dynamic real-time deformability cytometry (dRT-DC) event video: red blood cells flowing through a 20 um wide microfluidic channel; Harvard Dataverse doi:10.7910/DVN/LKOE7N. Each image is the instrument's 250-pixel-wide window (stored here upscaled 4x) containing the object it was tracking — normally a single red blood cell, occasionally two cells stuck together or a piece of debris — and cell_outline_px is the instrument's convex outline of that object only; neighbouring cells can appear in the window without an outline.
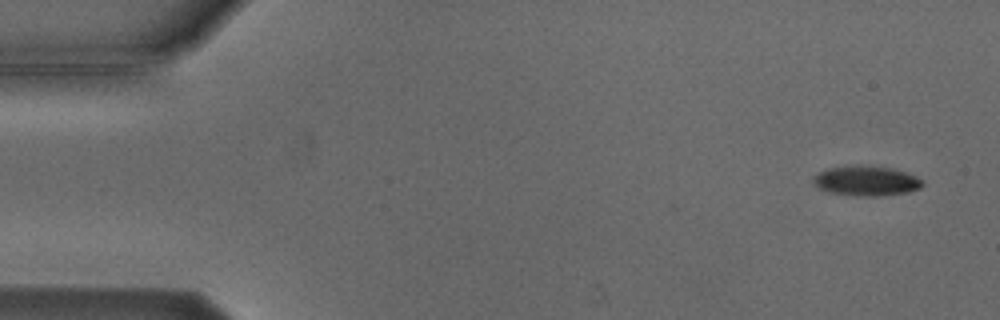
{"species": "Egyptian fruit bat (a non-hibernating species)", "species_latin": "Rousettus aegyptiacus", "temperature_condition": "cold", "stored_images_in_passage": 6, "camera_frame_rate_fps": 3000, "um_per_image_px": 0.085, "animal": {"sex": "male"}, "frame": {"image": 1, "passage_image": 1, "time_ms": 0.0, "image_size_px": [1000, 320], "cell_outline_px": [[924, 184], [920, 188], [908, 192], [876, 196], [856, 196], [828, 192], [820, 188], [812, 180], [820, 172], [828, 168], [856, 164], [868, 164], [892, 168], [916, 176]], "centroid_in_image_um": [73.64, 15.35], "position_along_channel_um": 11.4, "area_um2": 19.07}}
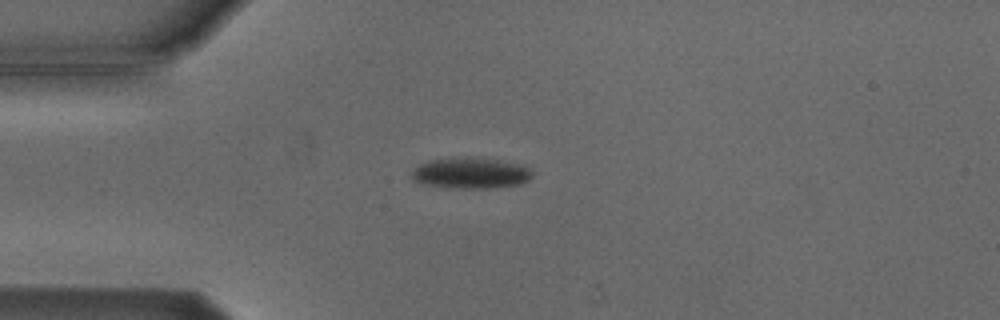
{"frame": {"image": 2, "passage_image": 4, "time_ms": 3.667, "image_size_px": [1000, 320], "cell_outline_px": [[532, 176], [528, 180], [520, 184], [488, 188], [460, 188], [424, 184], [412, 180], [412, 172], [420, 164], [428, 160], [460, 156], [480, 156], [500, 160], [516, 164], [528, 168], [532, 172]], "centroid_in_image_um": [39.99, 14.68], "position_along_channel_um": 45.0, "area_um2": 21.85}}